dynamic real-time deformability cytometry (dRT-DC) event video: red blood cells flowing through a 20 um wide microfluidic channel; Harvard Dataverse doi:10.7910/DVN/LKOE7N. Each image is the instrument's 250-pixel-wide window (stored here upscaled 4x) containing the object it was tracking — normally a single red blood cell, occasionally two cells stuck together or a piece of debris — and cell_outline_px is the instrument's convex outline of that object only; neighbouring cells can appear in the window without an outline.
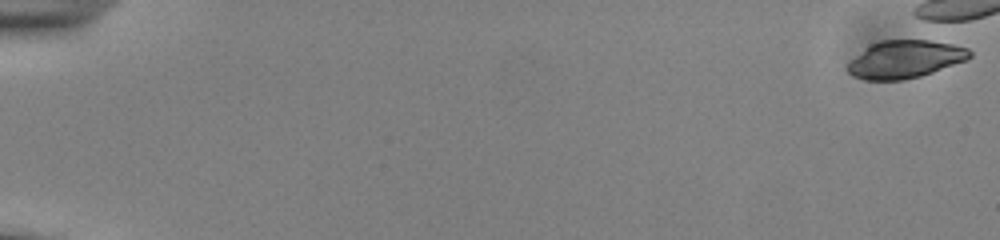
{"species": "common noctule bat (a hibernating species)", "species_latin": "Nyctalus noctula", "temperature_condition": "cold", "stored_images_in_passage": 4, "camera_frame_rate_fps": 3000, "um_per_image_px": 0.085, "animal": {"sex": "male", "body_mass_g": 13.0, "forearm_length_mm": 53.1}, "frame": {"image": 1, "passage_image": 1, "time_ms": 0.0, "image_size_px": [1000, 240], "cell_outline_px": [[972, 56], [968, 60], [920, 76], [900, 80], [864, 80], [852, 76], [848, 72], [848, 64], [852, 60], [872, 44], [880, 40], [928, 40], [952, 44], [968, 48], [972, 52]], "centroid_in_image_um": [76.97, 5.04], "position_along_channel_um": 8.0, "area_um2": 26.59}}